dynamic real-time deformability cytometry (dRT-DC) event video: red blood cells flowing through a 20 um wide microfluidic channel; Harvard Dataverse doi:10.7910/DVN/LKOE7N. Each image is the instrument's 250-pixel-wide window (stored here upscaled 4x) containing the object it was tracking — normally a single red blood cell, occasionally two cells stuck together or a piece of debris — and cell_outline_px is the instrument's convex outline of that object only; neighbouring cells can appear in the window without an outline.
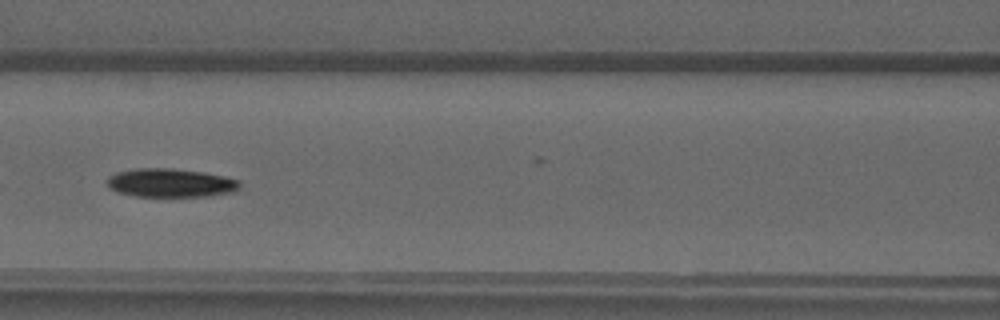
{"species": "common noctule bat (a hibernating species)", "species_latin": "Nyctalus noctula", "temperature_condition": "warm", "stored_images_in_passage": 50, "camera_frame_rate_fps": 3000, "um_per_image_px": 0.085, "animal": {"sex": "male", "forearm_length_mm": 52.5}, "frame": {"image": 1, "passage_image": 22, "time_ms": 7.0, "image_size_px": [1000, 320], "cell_outline_px": [[240, 188], [236, 192], [212, 196], [132, 196], [116, 192], [108, 188], [104, 180], [108, 176], [116, 172], [136, 168], [172, 168], [204, 172], [224, 176], [240, 180]], "centroid_in_image_um": [14.48, 15.54], "position_along_channel_um": 152.1, "area_um2": 22.66}}